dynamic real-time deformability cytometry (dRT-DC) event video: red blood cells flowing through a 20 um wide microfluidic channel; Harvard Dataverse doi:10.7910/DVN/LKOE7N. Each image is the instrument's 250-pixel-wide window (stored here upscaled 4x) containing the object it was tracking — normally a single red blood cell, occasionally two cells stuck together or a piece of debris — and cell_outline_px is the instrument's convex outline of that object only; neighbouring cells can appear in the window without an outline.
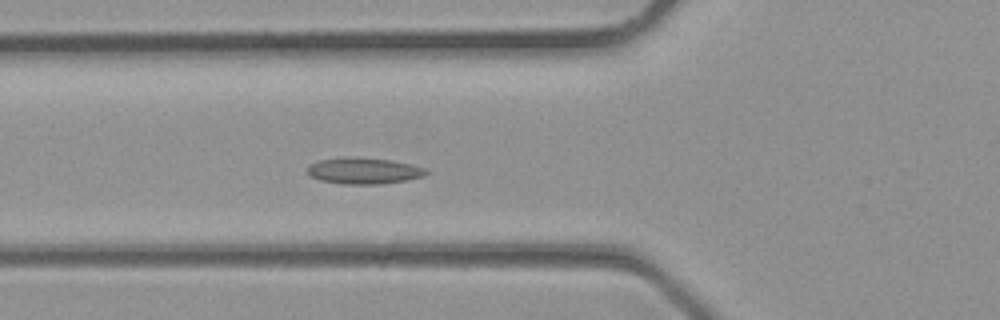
{"species": "common noctule bat (a hibernating species)", "species_latin": "Nyctalus noctula", "temperature_condition": "room temperature", "stored_images_in_passage": 34, "camera_frame_rate_fps": 3000, "um_per_image_px": 0.085, "animal": {"sex": "male", "body_mass_g": 23.1, "forearm_length_mm": 52.7}, "frame": {"image": 1, "passage_image": 13, "time_ms": 4.0, "image_size_px": [1000, 320], "cell_outline_px": [[428, 172], [424, 176], [408, 180], [380, 184], [344, 184], [320, 180], [308, 176], [308, 168], [312, 164], [320, 160], [340, 156], [356, 156], [388, 160], [412, 164], [424, 168]], "centroid_in_image_um": [30.91, 14.51], "position_along_channel_um": 94.9, "area_um2": 18.32}}
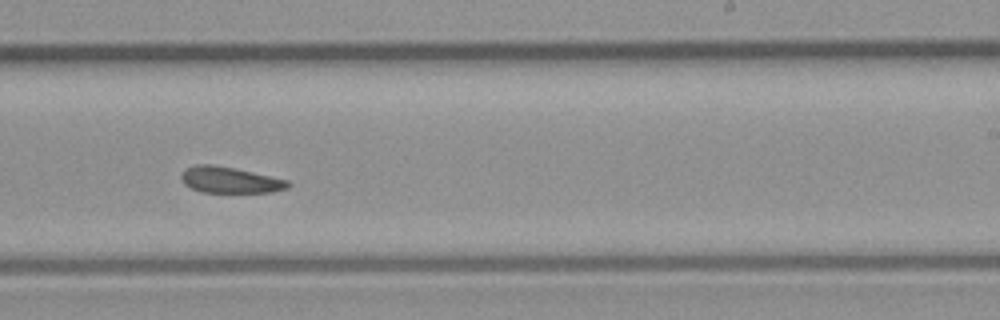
{"frame": {"image": 2, "passage_image": 22, "time_ms": 7.0, "image_size_px": [1000, 320], "cell_outline_px": [[292, 184], [288, 188], [272, 192], [200, 192], [184, 184], [180, 176], [184, 168], [196, 164], [212, 164], [236, 168], [288, 180]], "centroid_in_image_um": [19.53, 15.29], "position_along_channel_um": 269.5, "area_um2": 16.42}}
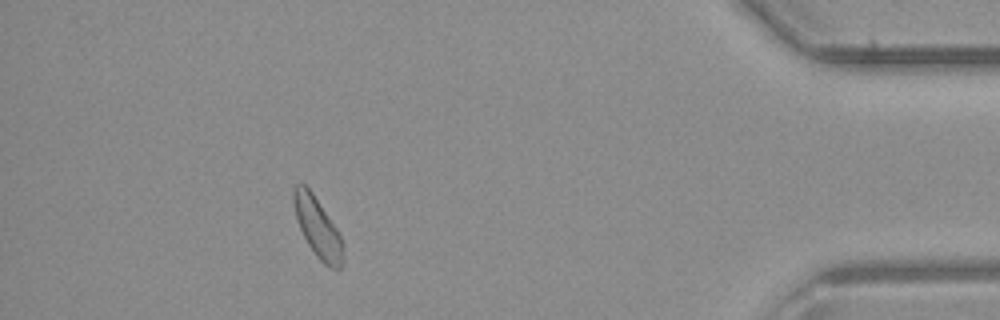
{"frame": {"image": 3, "passage_image": 32, "time_ms": 10.333, "image_size_px": [1000, 320], "cell_outline_px": [[344, 264], [340, 268], [328, 268], [316, 256], [308, 244], [300, 228], [296, 216], [292, 200], [292, 188], [296, 184], [304, 184], [312, 192], [336, 228], [344, 244]], "centroid_in_image_um": [27.01, 19.36], "position_along_channel_um": 408.2, "area_um2": 17.22}}